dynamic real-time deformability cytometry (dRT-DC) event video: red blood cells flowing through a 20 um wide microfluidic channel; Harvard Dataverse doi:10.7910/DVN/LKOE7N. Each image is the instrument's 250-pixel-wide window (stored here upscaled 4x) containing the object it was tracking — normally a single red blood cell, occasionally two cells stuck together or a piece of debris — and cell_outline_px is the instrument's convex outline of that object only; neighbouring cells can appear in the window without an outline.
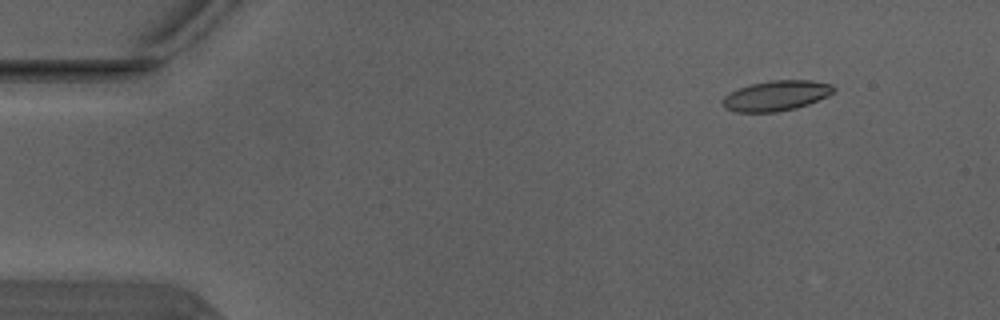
{"species": "Egyptian fruit bat (a non-hibernating species)", "species_latin": "Rousettus aegyptiacus", "temperature_condition": "warm", "stored_images_in_passage": 5, "camera_frame_rate_fps": 3000, "um_per_image_px": 0.085, "animal": {"sex": "male"}, "frame": {"image": 1, "passage_image": 1, "time_ms": 0.0, "image_size_px": [1000, 320], "cell_outline_px": [[836, 88], [828, 96], [808, 104], [796, 108], [776, 112], [736, 112], [724, 108], [720, 100], [724, 96], [740, 88], [752, 84], [772, 80], [812, 80], [832, 84]], "centroid_in_image_um": [65.98, 8.14], "position_along_channel_um": 19.0, "area_um2": 19.54}}
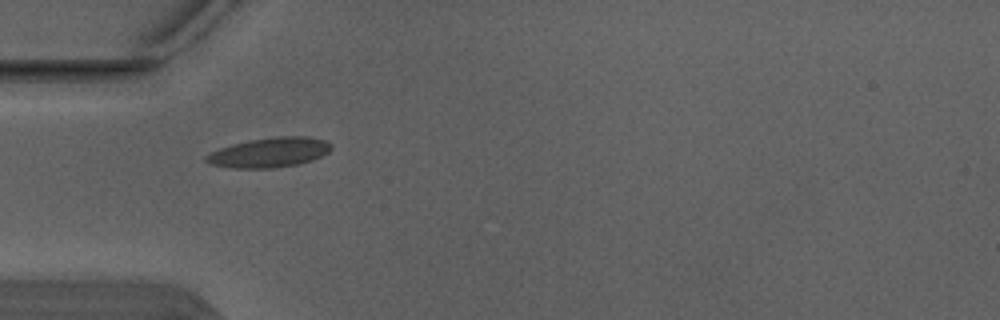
{"frame": {"image": 2, "passage_image": 4, "time_ms": 1.0, "image_size_px": [1000, 320], "cell_outline_px": [[332, 148], [328, 152], [312, 160], [296, 164], [272, 168], [232, 168], [212, 164], [204, 160], [204, 156], [220, 148], [232, 144], [248, 140], [280, 136], [304, 136], [324, 140], [332, 144]], "centroid_in_image_um": [22.89, 12.95], "position_along_channel_um": 62.1, "area_um2": 21.5}}
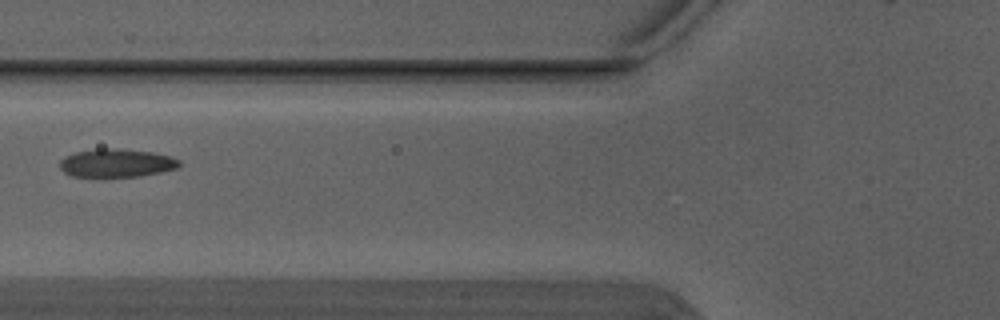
{"frame": {"image": 3, "passage_image": 5, "time_ms": 1.333, "image_size_px": [1000, 320], "cell_outline_px": [[180, 168], [140, 176], [104, 180], [72, 176], [64, 172], [60, 168], [60, 160], [64, 156], [76, 152], [100, 148], [120, 148], [152, 152], [168, 156], [180, 160]], "centroid_in_image_um": [9.86, 13.9], "position_along_channel_um": 115.9, "area_um2": 20.63}}